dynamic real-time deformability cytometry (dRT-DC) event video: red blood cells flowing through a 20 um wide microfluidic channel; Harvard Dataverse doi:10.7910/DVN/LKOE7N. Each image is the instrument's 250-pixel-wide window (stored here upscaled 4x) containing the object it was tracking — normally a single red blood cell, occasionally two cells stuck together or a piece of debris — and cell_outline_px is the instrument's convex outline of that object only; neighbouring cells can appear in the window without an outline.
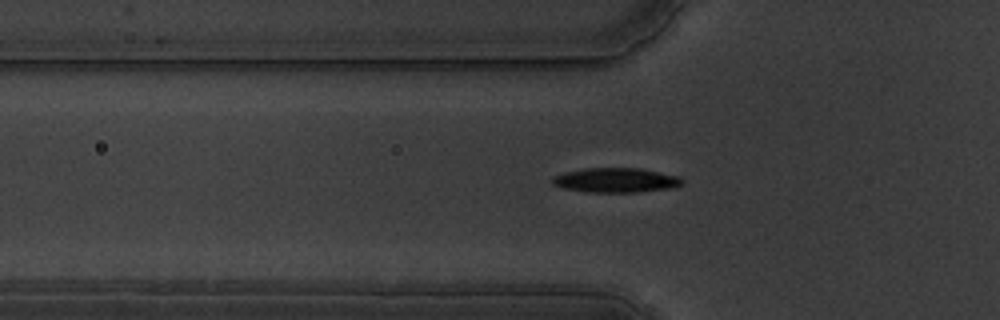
{"species": "common noctule bat (a hibernating species)", "species_latin": "Nyctalus noctula", "temperature_condition": "warm", "stored_images_in_passage": 34, "camera_frame_rate_fps": 3000, "um_per_image_px": 0.085, "animal": {"sex": "male", "body_mass_g": 19.5, "forearm_length_mm": 54.6}, "frame": {"image": 1, "passage_image": 3, "time_ms": 0.667, "image_size_px": [1000, 320], "cell_outline_px": [[684, 180], [680, 184], [672, 188], [632, 192], [588, 192], [560, 188], [552, 184], [552, 176], [564, 172], [584, 168], [640, 168], [680, 176]], "centroid_in_image_um": [52.3, 15.31], "position_along_channel_um": 73.5, "area_um2": 18.67}}
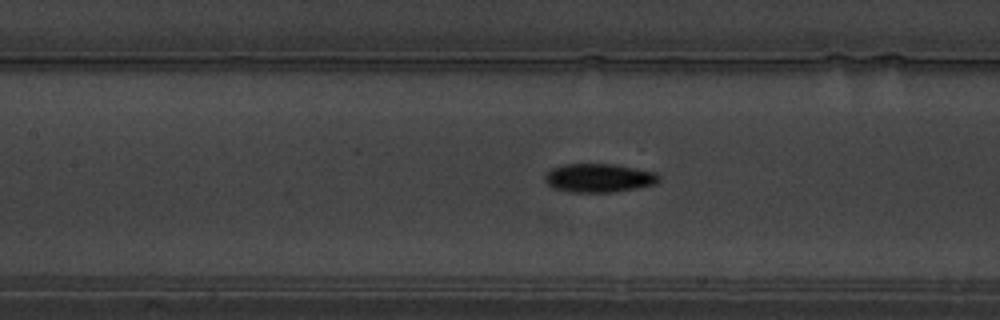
{"frame": {"image": 2, "passage_image": 10, "time_ms": 3.0, "image_size_px": [1000, 320], "cell_outline_px": [[660, 180], [656, 184], [612, 192], [572, 192], [552, 188], [544, 180], [544, 172], [552, 168], [564, 164], [612, 164], [656, 172], [660, 176]], "centroid_in_image_um": [50.87, 15.12], "position_along_channel_um": 156.5, "area_um2": 19.07}}
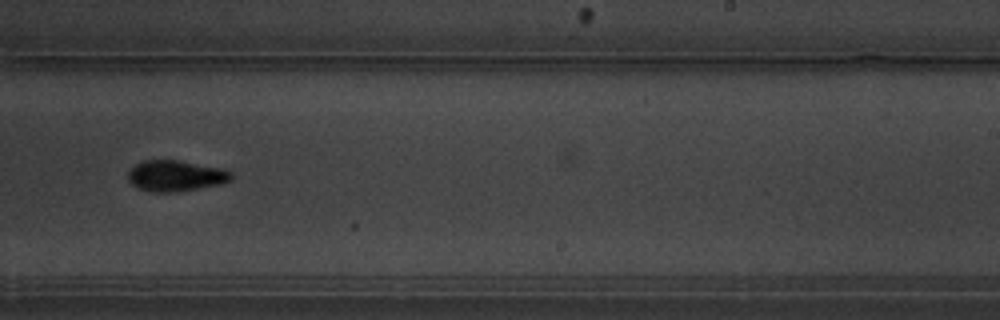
{"frame": {"image": 3, "passage_image": 20, "time_ms": 6.333, "image_size_px": [1000, 320], "cell_outline_px": [[232, 180], [220, 184], [176, 192], [152, 192], [140, 188], [132, 184], [128, 180], [128, 172], [140, 160], [176, 160], [220, 168], [232, 172]], "centroid_in_image_um": [14.91, 14.94], "position_along_channel_um": 274.1, "area_um2": 18.44}, "authors_computed_cell_mechanics": {"area_um2": 18.5827, "velocity_mm_per_s": 3.5408, "shape_relaxation_time_tau1_ms": 2.4807, "shape_relaxation_time_tau2_ms": 3.924, "deformation_change_tau1": 0.1371, "deformation_change_tau2": 0.0917}}